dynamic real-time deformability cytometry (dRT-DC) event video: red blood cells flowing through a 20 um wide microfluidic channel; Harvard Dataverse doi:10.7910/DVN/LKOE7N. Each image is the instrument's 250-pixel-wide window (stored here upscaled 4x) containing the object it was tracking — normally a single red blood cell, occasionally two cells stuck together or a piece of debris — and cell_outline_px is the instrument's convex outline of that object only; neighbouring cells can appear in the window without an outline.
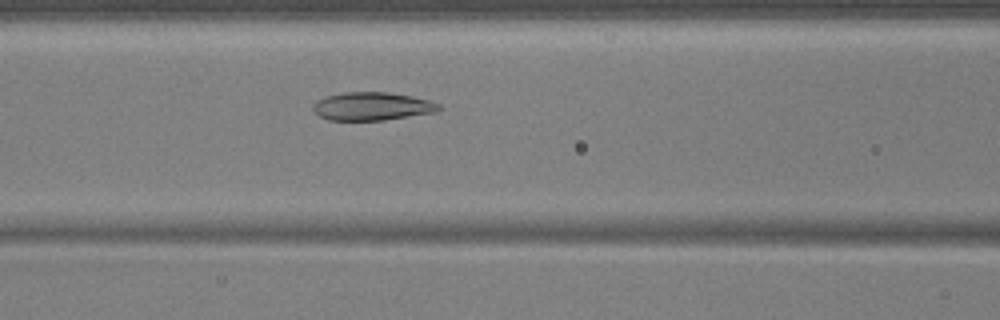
{"species": "common noctule bat (a hibernating species)", "species_latin": "Nyctalus noctula", "temperature_condition": "warm", "stored_images_in_passage": 37, "camera_frame_rate_fps": 3000, "um_per_image_px": 0.085, "animal": {"sex": "male", "body_mass_g": 17.9, "forearm_length_mm": 54.2}, "frame": {"image": 1, "passage_image": 6, "time_ms": 1.667, "image_size_px": [1000, 320], "cell_outline_px": [[444, 108], [440, 112], [384, 120], [328, 120], [320, 116], [312, 108], [316, 100], [328, 96], [344, 92], [388, 92], [412, 96], [428, 100], [440, 104]], "centroid_in_image_um": [31.7, 9.04], "position_along_channel_um": 134.9, "area_um2": 20.81}}
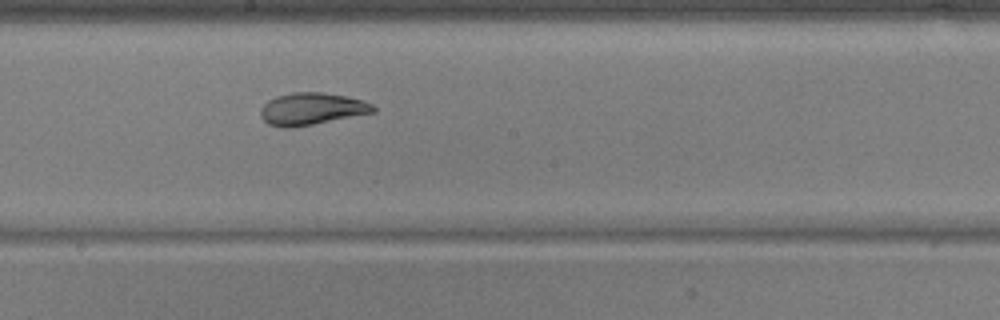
{"frame": {"image": 2, "passage_image": 13, "time_ms": 4.0, "image_size_px": [1000, 320], "cell_outline_px": [[376, 112], [312, 124], [288, 128], [284, 128], [268, 124], [260, 116], [260, 108], [268, 100], [276, 96], [292, 92], [324, 92], [348, 96], [364, 100], [372, 104], [376, 108]], "centroid_in_image_um": [26.5, 9.24], "position_along_channel_um": 221.7, "area_um2": 21.21}}
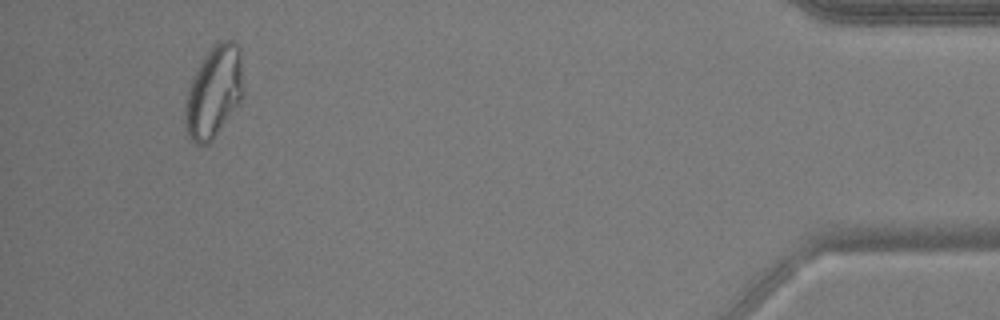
{"frame": {"image": 3, "passage_image": 34, "time_ms": 11.0, "image_size_px": [1000, 320], "cell_outline_px": [[244, 96], [240, 104], [212, 140], [208, 144], [196, 144], [188, 136], [184, 124], [184, 108], [188, 88], [196, 68], [208, 52], [220, 40], [232, 40], [240, 48], [244, 92]], "centroid_in_image_um": [18.19, 7.84], "position_along_channel_um": 417.0, "area_um2": 31.44}, "authors_computed_cell_mechanics": {"area_um2": 22.0796, "velocity_mm_per_s": 3.7212, "shape_relaxation_time_tau1_ms": 7.6035, "shape_relaxation_time_tau2_ms": 0.882, "deformation_change_tau1": 0.2091, "deformation_change_tau2": 0.0387}}